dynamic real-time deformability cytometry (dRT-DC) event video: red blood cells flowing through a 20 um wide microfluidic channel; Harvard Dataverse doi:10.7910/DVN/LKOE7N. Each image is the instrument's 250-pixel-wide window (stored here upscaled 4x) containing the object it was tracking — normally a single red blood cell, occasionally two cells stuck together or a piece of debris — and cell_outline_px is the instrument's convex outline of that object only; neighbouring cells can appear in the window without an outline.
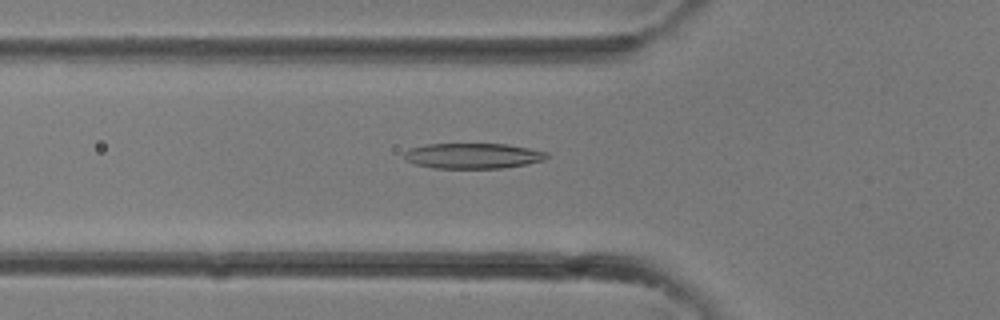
{"species": "common noctule bat (a hibernating species)", "species_latin": "Nyctalus noctula", "temperature_condition": "room temperature", "stored_images_in_passage": 33, "camera_frame_rate_fps": 3000, "um_per_image_px": 0.085, "animal": {"sex": "female"}, "frame": {"image": 1, "passage_image": 12, "time_ms": 3.667, "image_size_px": [1000, 320], "cell_outline_px": [[548, 156], [544, 160], [504, 168], [432, 168], [416, 164], [408, 160], [404, 156], [404, 152], [408, 148], [428, 144], [508, 144], [548, 152]], "centroid_in_image_um": [40.19, 13.24], "position_along_channel_um": 85.6, "area_um2": 21.04}}
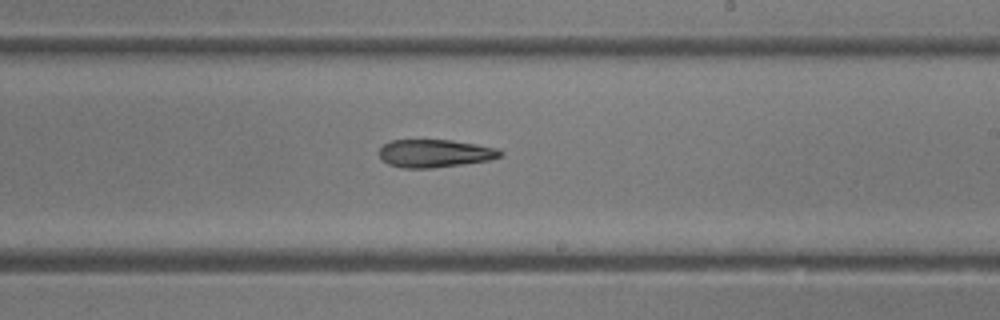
{"frame": {"image": 2, "passage_image": 20, "time_ms": 6.333, "image_size_px": [1000, 320], "cell_outline_px": [[504, 152], [500, 156], [488, 160], [464, 164], [432, 168], [400, 168], [388, 164], [380, 160], [380, 148], [384, 144], [392, 140], [452, 140], [476, 144], [496, 148]], "centroid_in_image_um": [36.93, 13.04], "position_along_channel_um": 252.1, "area_um2": 19.71}}
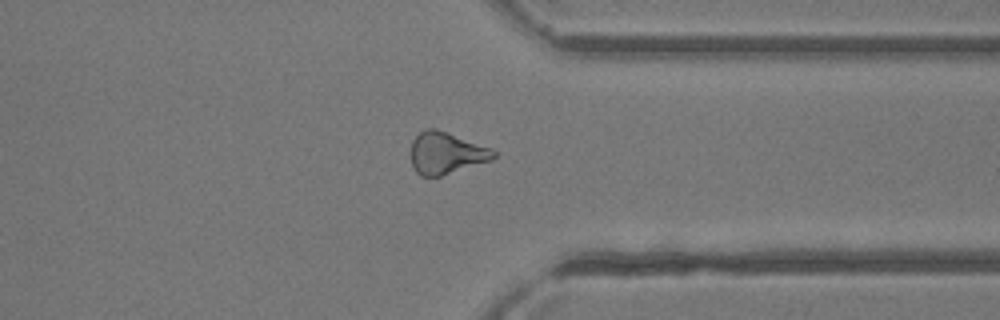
{"frame": {"image": 3, "passage_image": 26, "time_ms": 8.333, "image_size_px": [1000, 320], "cell_outline_px": [[496, 156], [492, 160], [440, 176], [420, 176], [416, 172], [412, 164], [408, 152], [412, 140], [420, 132], [428, 128], [436, 128], [448, 132], [492, 148], [496, 152]], "centroid_in_image_um": [37.89, 13.0], "position_along_channel_um": 373.5, "area_um2": 20.46}}